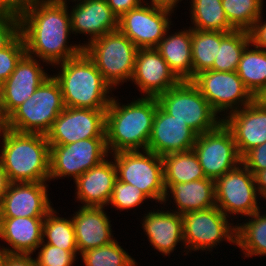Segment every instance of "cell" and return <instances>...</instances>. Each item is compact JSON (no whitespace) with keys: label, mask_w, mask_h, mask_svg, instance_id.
<instances>
[{"label":"cell","mask_w":266,"mask_h":266,"mask_svg":"<svg viewBox=\"0 0 266 266\" xmlns=\"http://www.w3.org/2000/svg\"><path fill=\"white\" fill-rule=\"evenodd\" d=\"M157 100L168 114L186 122L198 135L215 129L223 121L218 120L217 113L191 80L180 81Z\"/></svg>","instance_id":"7"},{"label":"cell","mask_w":266,"mask_h":266,"mask_svg":"<svg viewBox=\"0 0 266 266\" xmlns=\"http://www.w3.org/2000/svg\"><path fill=\"white\" fill-rule=\"evenodd\" d=\"M10 185V181L7 177V175L5 174V172L3 171L1 164H0V204L3 200V197L8 189Z\"/></svg>","instance_id":"47"},{"label":"cell","mask_w":266,"mask_h":266,"mask_svg":"<svg viewBox=\"0 0 266 266\" xmlns=\"http://www.w3.org/2000/svg\"><path fill=\"white\" fill-rule=\"evenodd\" d=\"M164 186L206 178L194 150L162 156Z\"/></svg>","instance_id":"28"},{"label":"cell","mask_w":266,"mask_h":266,"mask_svg":"<svg viewBox=\"0 0 266 266\" xmlns=\"http://www.w3.org/2000/svg\"><path fill=\"white\" fill-rule=\"evenodd\" d=\"M71 19L67 5L49 4L32 0L20 16V33L24 38L26 54H34L44 62L57 64L83 52V46H67Z\"/></svg>","instance_id":"1"},{"label":"cell","mask_w":266,"mask_h":266,"mask_svg":"<svg viewBox=\"0 0 266 266\" xmlns=\"http://www.w3.org/2000/svg\"><path fill=\"white\" fill-rule=\"evenodd\" d=\"M132 81L147 94L146 97L157 98L181 80L155 48H139Z\"/></svg>","instance_id":"19"},{"label":"cell","mask_w":266,"mask_h":266,"mask_svg":"<svg viewBox=\"0 0 266 266\" xmlns=\"http://www.w3.org/2000/svg\"><path fill=\"white\" fill-rule=\"evenodd\" d=\"M158 104L156 97H142L121 107L112 97L106 109L107 149L114 153L147 150Z\"/></svg>","instance_id":"2"},{"label":"cell","mask_w":266,"mask_h":266,"mask_svg":"<svg viewBox=\"0 0 266 266\" xmlns=\"http://www.w3.org/2000/svg\"><path fill=\"white\" fill-rule=\"evenodd\" d=\"M200 90L203 97L216 112L232 109L237 110L240 104L249 105L255 97L245 87L236 71L224 72L206 70L197 74L191 80Z\"/></svg>","instance_id":"12"},{"label":"cell","mask_w":266,"mask_h":266,"mask_svg":"<svg viewBox=\"0 0 266 266\" xmlns=\"http://www.w3.org/2000/svg\"><path fill=\"white\" fill-rule=\"evenodd\" d=\"M5 266H37V262L32 259L31 254L10 253Z\"/></svg>","instance_id":"45"},{"label":"cell","mask_w":266,"mask_h":266,"mask_svg":"<svg viewBox=\"0 0 266 266\" xmlns=\"http://www.w3.org/2000/svg\"><path fill=\"white\" fill-rule=\"evenodd\" d=\"M61 64L58 76L65 107L106 110L112 97V88L102 77L94 62L83 51Z\"/></svg>","instance_id":"4"},{"label":"cell","mask_w":266,"mask_h":266,"mask_svg":"<svg viewBox=\"0 0 266 266\" xmlns=\"http://www.w3.org/2000/svg\"><path fill=\"white\" fill-rule=\"evenodd\" d=\"M244 165L254 176L266 169V142L247 151L241 157V166Z\"/></svg>","instance_id":"41"},{"label":"cell","mask_w":266,"mask_h":266,"mask_svg":"<svg viewBox=\"0 0 266 266\" xmlns=\"http://www.w3.org/2000/svg\"><path fill=\"white\" fill-rule=\"evenodd\" d=\"M263 0H221L229 24L235 30L249 31L261 18Z\"/></svg>","instance_id":"34"},{"label":"cell","mask_w":266,"mask_h":266,"mask_svg":"<svg viewBox=\"0 0 266 266\" xmlns=\"http://www.w3.org/2000/svg\"><path fill=\"white\" fill-rule=\"evenodd\" d=\"M108 6L118 19L131 9L139 7L142 3L141 0H106Z\"/></svg>","instance_id":"44"},{"label":"cell","mask_w":266,"mask_h":266,"mask_svg":"<svg viewBox=\"0 0 266 266\" xmlns=\"http://www.w3.org/2000/svg\"><path fill=\"white\" fill-rule=\"evenodd\" d=\"M72 32L90 34V41L118 30V17L106 0H82L70 14Z\"/></svg>","instance_id":"21"},{"label":"cell","mask_w":266,"mask_h":266,"mask_svg":"<svg viewBox=\"0 0 266 266\" xmlns=\"http://www.w3.org/2000/svg\"><path fill=\"white\" fill-rule=\"evenodd\" d=\"M228 33L191 29L193 78L197 74L212 68L221 40Z\"/></svg>","instance_id":"29"},{"label":"cell","mask_w":266,"mask_h":266,"mask_svg":"<svg viewBox=\"0 0 266 266\" xmlns=\"http://www.w3.org/2000/svg\"><path fill=\"white\" fill-rule=\"evenodd\" d=\"M54 213L56 212L52 209L44 217L43 237L48 239L47 244L68 251H78L72 219L54 216Z\"/></svg>","instance_id":"35"},{"label":"cell","mask_w":266,"mask_h":266,"mask_svg":"<svg viewBox=\"0 0 266 266\" xmlns=\"http://www.w3.org/2000/svg\"><path fill=\"white\" fill-rule=\"evenodd\" d=\"M114 162L104 160L92 167L75 180L77 198L85 203L83 207H103L112 196L113 186L117 180Z\"/></svg>","instance_id":"22"},{"label":"cell","mask_w":266,"mask_h":266,"mask_svg":"<svg viewBox=\"0 0 266 266\" xmlns=\"http://www.w3.org/2000/svg\"><path fill=\"white\" fill-rule=\"evenodd\" d=\"M86 266H135L133 258L126 253L116 240L81 253Z\"/></svg>","instance_id":"36"},{"label":"cell","mask_w":266,"mask_h":266,"mask_svg":"<svg viewBox=\"0 0 266 266\" xmlns=\"http://www.w3.org/2000/svg\"><path fill=\"white\" fill-rule=\"evenodd\" d=\"M255 181L256 184L258 185L257 191L259 192L258 194H261L263 198L266 199V169L259 171L255 175Z\"/></svg>","instance_id":"46"},{"label":"cell","mask_w":266,"mask_h":266,"mask_svg":"<svg viewBox=\"0 0 266 266\" xmlns=\"http://www.w3.org/2000/svg\"><path fill=\"white\" fill-rule=\"evenodd\" d=\"M251 44L249 31L234 30L222 40L213 66L210 70L232 72L236 71L245 48Z\"/></svg>","instance_id":"32"},{"label":"cell","mask_w":266,"mask_h":266,"mask_svg":"<svg viewBox=\"0 0 266 266\" xmlns=\"http://www.w3.org/2000/svg\"><path fill=\"white\" fill-rule=\"evenodd\" d=\"M45 184L10 183L0 204V218L45 217L53 209Z\"/></svg>","instance_id":"17"},{"label":"cell","mask_w":266,"mask_h":266,"mask_svg":"<svg viewBox=\"0 0 266 266\" xmlns=\"http://www.w3.org/2000/svg\"><path fill=\"white\" fill-rule=\"evenodd\" d=\"M65 109L59 82L48 77L24 103L9 116L7 128L20 133L46 135Z\"/></svg>","instance_id":"5"},{"label":"cell","mask_w":266,"mask_h":266,"mask_svg":"<svg viewBox=\"0 0 266 266\" xmlns=\"http://www.w3.org/2000/svg\"><path fill=\"white\" fill-rule=\"evenodd\" d=\"M249 217L254 219L246 222V224L235 226V244L242 248L246 257L266 255V214L261 216L259 210Z\"/></svg>","instance_id":"33"},{"label":"cell","mask_w":266,"mask_h":266,"mask_svg":"<svg viewBox=\"0 0 266 266\" xmlns=\"http://www.w3.org/2000/svg\"><path fill=\"white\" fill-rule=\"evenodd\" d=\"M43 2L49 3V4H59V5H67L66 0H42ZM76 1V0H74ZM81 1V0H78Z\"/></svg>","instance_id":"52"},{"label":"cell","mask_w":266,"mask_h":266,"mask_svg":"<svg viewBox=\"0 0 266 266\" xmlns=\"http://www.w3.org/2000/svg\"><path fill=\"white\" fill-rule=\"evenodd\" d=\"M193 150L204 175L214 181L241 164L233 134L223 121L215 129L197 135Z\"/></svg>","instance_id":"9"},{"label":"cell","mask_w":266,"mask_h":266,"mask_svg":"<svg viewBox=\"0 0 266 266\" xmlns=\"http://www.w3.org/2000/svg\"><path fill=\"white\" fill-rule=\"evenodd\" d=\"M256 99L266 106V87L261 91V93L256 97Z\"/></svg>","instance_id":"51"},{"label":"cell","mask_w":266,"mask_h":266,"mask_svg":"<svg viewBox=\"0 0 266 266\" xmlns=\"http://www.w3.org/2000/svg\"><path fill=\"white\" fill-rule=\"evenodd\" d=\"M191 14L196 30L232 32L221 0H192Z\"/></svg>","instance_id":"31"},{"label":"cell","mask_w":266,"mask_h":266,"mask_svg":"<svg viewBox=\"0 0 266 266\" xmlns=\"http://www.w3.org/2000/svg\"><path fill=\"white\" fill-rule=\"evenodd\" d=\"M43 224L44 217L0 218V238L12 246L10 253L31 254L44 240Z\"/></svg>","instance_id":"24"},{"label":"cell","mask_w":266,"mask_h":266,"mask_svg":"<svg viewBox=\"0 0 266 266\" xmlns=\"http://www.w3.org/2000/svg\"><path fill=\"white\" fill-rule=\"evenodd\" d=\"M20 34V17L0 12V50Z\"/></svg>","instance_id":"40"},{"label":"cell","mask_w":266,"mask_h":266,"mask_svg":"<svg viewBox=\"0 0 266 266\" xmlns=\"http://www.w3.org/2000/svg\"><path fill=\"white\" fill-rule=\"evenodd\" d=\"M143 221L151 245L165 255L170 254L178 242L184 241L183 216L178 211H151Z\"/></svg>","instance_id":"25"},{"label":"cell","mask_w":266,"mask_h":266,"mask_svg":"<svg viewBox=\"0 0 266 266\" xmlns=\"http://www.w3.org/2000/svg\"><path fill=\"white\" fill-rule=\"evenodd\" d=\"M229 115L222 120L231 130L241 157L266 142V106L256 98L242 110L238 107Z\"/></svg>","instance_id":"20"},{"label":"cell","mask_w":266,"mask_h":266,"mask_svg":"<svg viewBox=\"0 0 266 266\" xmlns=\"http://www.w3.org/2000/svg\"><path fill=\"white\" fill-rule=\"evenodd\" d=\"M182 216L183 243L190 250H210L222 239L236 243V227H231L227 216L217 206L191 211Z\"/></svg>","instance_id":"11"},{"label":"cell","mask_w":266,"mask_h":266,"mask_svg":"<svg viewBox=\"0 0 266 266\" xmlns=\"http://www.w3.org/2000/svg\"><path fill=\"white\" fill-rule=\"evenodd\" d=\"M151 2L153 6H158L173 10V8L175 7L176 3L179 2V0H152Z\"/></svg>","instance_id":"48"},{"label":"cell","mask_w":266,"mask_h":266,"mask_svg":"<svg viewBox=\"0 0 266 266\" xmlns=\"http://www.w3.org/2000/svg\"><path fill=\"white\" fill-rule=\"evenodd\" d=\"M166 195L163 202L167 201V190H171L178 213L183 215L191 211L205 210L216 206L215 181L203 178L185 183H174L172 186H164Z\"/></svg>","instance_id":"26"},{"label":"cell","mask_w":266,"mask_h":266,"mask_svg":"<svg viewBox=\"0 0 266 266\" xmlns=\"http://www.w3.org/2000/svg\"><path fill=\"white\" fill-rule=\"evenodd\" d=\"M197 133L186 122L168 114L157 106L147 150L159 156L193 149Z\"/></svg>","instance_id":"16"},{"label":"cell","mask_w":266,"mask_h":266,"mask_svg":"<svg viewBox=\"0 0 266 266\" xmlns=\"http://www.w3.org/2000/svg\"><path fill=\"white\" fill-rule=\"evenodd\" d=\"M149 198L144 192L134 185L115 181L113 192L109 203L117 209H130L140 205L145 199Z\"/></svg>","instance_id":"38"},{"label":"cell","mask_w":266,"mask_h":266,"mask_svg":"<svg viewBox=\"0 0 266 266\" xmlns=\"http://www.w3.org/2000/svg\"><path fill=\"white\" fill-rule=\"evenodd\" d=\"M245 87L256 98L266 87V51L249 45L243 51L236 70Z\"/></svg>","instance_id":"30"},{"label":"cell","mask_w":266,"mask_h":266,"mask_svg":"<svg viewBox=\"0 0 266 266\" xmlns=\"http://www.w3.org/2000/svg\"><path fill=\"white\" fill-rule=\"evenodd\" d=\"M49 180L83 173L105 160L108 149L106 138H89L66 145H49Z\"/></svg>","instance_id":"10"},{"label":"cell","mask_w":266,"mask_h":266,"mask_svg":"<svg viewBox=\"0 0 266 266\" xmlns=\"http://www.w3.org/2000/svg\"><path fill=\"white\" fill-rule=\"evenodd\" d=\"M32 0H0V12L20 17Z\"/></svg>","instance_id":"42"},{"label":"cell","mask_w":266,"mask_h":266,"mask_svg":"<svg viewBox=\"0 0 266 266\" xmlns=\"http://www.w3.org/2000/svg\"><path fill=\"white\" fill-rule=\"evenodd\" d=\"M8 116L5 114L0 93V131L7 129Z\"/></svg>","instance_id":"49"},{"label":"cell","mask_w":266,"mask_h":266,"mask_svg":"<svg viewBox=\"0 0 266 266\" xmlns=\"http://www.w3.org/2000/svg\"><path fill=\"white\" fill-rule=\"evenodd\" d=\"M261 19L259 18L253 27L249 30L250 39L252 46L266 51V23L261 24ZM265 48V49H264Z\"/></svg>","instance_id":"43"},{"label":"cell","mask_w":266,"mask_h":266,"mask_svg":"<svg viewBox=\"0 0 266 266\" xmlns=\"http://www.w3.org/2000/svg\"><path fill=\"white\" fill-rule=\"evenodd\" d=\"M39 64L33 55L25 54L9 78L0 86L2 105L7 116L29 99L49 77Z\"/></svg>","instance_id":"18"},{"label":"cell","mask_w":266,"mask_h":266,"mask_svg":"<svg viewBox=\"0 0 266 266\" xmlns=\"http://www.w3.org/2000/svg\"><path fill=\"white\" fill-rule=\"evenodd\" d=\"M167 37L164 36L155 49L181 81L192 80L191 29Z\"/></svg>","instance_id":"27"},{"label":"cell","mask_w":266,"mask_h":266,"mask_svg":"<svg viewBox=\"0 0 266 266\" xmlns=\"http://www.w3.org/2000/svg\"><path fill=\"white\" fill-rule=\"evenodd\" d=\"M103 79L112 87L132 79L138 48L119 30L109 32L83 45Z\"/></svg>","instance_id":"6"},{"label":"cell","mask_w":266,"mask_h":266,"mask_svg":"<svg viewBox=\"0 0 266 266\" xmlns=\"http://www.w3.org/2000/svg\"><path fill=\"white\" fill-rule=\"evenodd\" d=\"M25 54L26 46L21 33L7 47L0 50V86L9 78Z\"/></svg>","instance_id":"37"},{"label":"cell","mask_w":266,"mask_h":266,"mask_svg":"<svg viewBox=\"0 0 266 266\" xmlns=\"http://www.w3.org/2000/svg\"><path fill=\"white\" fill-rule=\"evenodd\" d=\"M3 148L0 164L10 183L49 180L50 146L47 136L39 133L1 131Z\"/></svg>","instance_id":"3"},{"label":"cell","mask_w":266,"mask_h":266,"mask_svg":"<svg viewBox=\"0 0 266 266\" xmlns=\"http://www.w3.org/2000/svg\"><path fill=\"white\" fill-rule=\"evenodd\" d=\"M106 110L65 107L46 134L49 145H66L89 138H106Z\"/></svg>","instance_id":"13"},{"label":"cell","mask_w":266,"mask_h":266,"mask_svg":"<svg viewBox=\"0 0 266 266\" xmlns=\"http://www.w3.org/2000/svg\"><path fill=\"white\" fill-rule=\"evenodd\" d=\"M172 10L140 5L118 19V30L139 48H155L167 35ZM168 29V30H167Z\"/></svg>","instance_id":"15"},{"label":"cell","mask_w":266,"mask_h":266,"mask_svg":"<svg viewBox=\"0 0 266 266\" xmlns=\"http://www.w3.org/2000/svg\"><path fill=\"white\" fill-rule=\"evenodd\" d=\"M78 252L83 253L114 241L103 207H81L72 218Z\"/></svg>","instance_id":"23"},{"label":"cell","mask_w":266,"mask_h":266,"mask_svg":"<svg viewBox=\"0 0 266 266\" xmlns=\"http://www.w3.org/2000/svg\"><path fill=\"white\" fill-rule=\"evenodd\" d=\"M44 240L39 246H42L38 257L37 266H71L75 260L78 251H68L57 246L44 244Z\"/></svg>","instance_id":"39"},{"label":"cell","mask_w":266,"mask_h":266,"mask_svg":"<svg viewBox=\"0 0 266 266\" xmlns=\"http://www.w3.org/2000/svg\"><path fill=\"white\" fill-rule=\"evenodd\" d=\"M121 151L114 153L117 179L134 185L149 198L163 202L166 190L163 181L162 156L151 151Z\"/></svg>","instance_id":"8"},{"label":"cell","mask_w":266,"mask_h":266,"mask_svg":"<svg viewBox=\"0 0 266 266\" xmlns=\"http://www.w3.org/2000/svg\"><path fill=\"white\" fill-rule=\"evenodd\" d=\"M243 169V170H242ZM255 176L243 165L225 173L215 181L216 206L227 213L250 216L259 211Z\"/></svg>","instance_id":"14"},{"label":"cell","mask_w":266,"mask_h":266,"mask_svg":"<svg viewBox=\"0 0 266 266\" xmlns=\"http://www.w3.org/2000/svg\"><path fill=\"white\" fill-rule=\"evenodd\" d=\"M10 251L6 248L0 249V266H5L7 257L9 256Z\"/></svg>","instance_id":"50"}]
</instances>
